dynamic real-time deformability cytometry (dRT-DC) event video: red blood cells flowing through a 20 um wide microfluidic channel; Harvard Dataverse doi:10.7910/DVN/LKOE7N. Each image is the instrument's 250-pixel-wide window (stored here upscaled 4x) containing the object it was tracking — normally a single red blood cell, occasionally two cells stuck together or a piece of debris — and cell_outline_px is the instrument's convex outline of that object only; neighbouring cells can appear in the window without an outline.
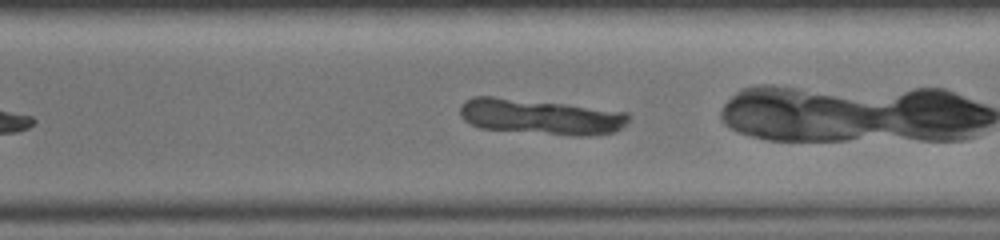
{"species": "common noctule bat (a hibernating species)", "species_latin": "Nyctalus noctula", "temperature_condition": "warm", "stored_images_in_passage": 15, "camera_frame_rate_fps": 3000, "um_per_image_px": 0.085, "animal": {"sex": "female", "body_mass_g": 19.0, "forearm_length_mm": 51.5}, "frame": {"image": 1, "passage_image": 13, "time_ms": 4.0, "image_size_px": [1000, 240], "cell_outline_px": [[632, 116], [616, 132], [588, 136], [572, 136], [480, 128], [464, 120], [460, 116], [460, 104], [464, 100], [472, 96], [492, 96], [568, 104], [628, 112]], "centroid_in_image_um": [45.94, 9.92], "position_along_channel_um": 324.7, "area_um2": 35.14}}